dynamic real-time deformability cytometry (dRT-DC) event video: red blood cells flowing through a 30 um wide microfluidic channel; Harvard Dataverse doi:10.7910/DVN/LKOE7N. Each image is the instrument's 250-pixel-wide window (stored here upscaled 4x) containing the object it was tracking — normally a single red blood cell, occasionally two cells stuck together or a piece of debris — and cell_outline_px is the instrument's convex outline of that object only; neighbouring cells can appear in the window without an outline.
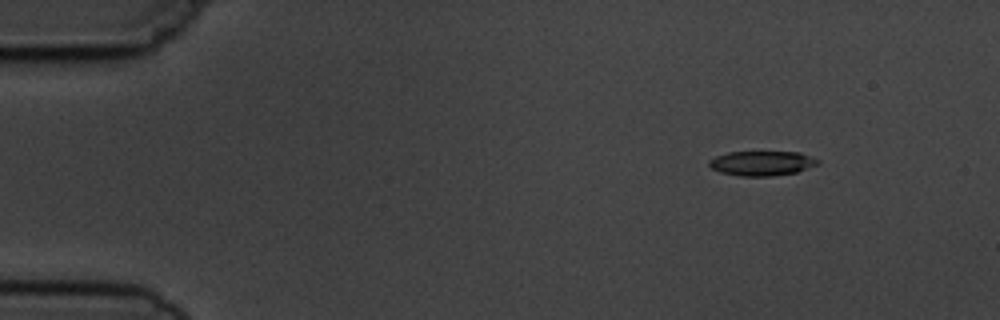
{"species": "common noctule bat (a hibernating species)", "species_latin": "Nyctalus noctula", "temperature_condition": "cold", "stored_images_in_passage": 4, "camera_frame_rate_fps": 3000, "um_per_image_px": 0.085, "animal": {"sex": "male", "body_mass_g": 19.5, "forearm_length_mm": 54.6}, "frame": {"image": 1, "passage_image": 1, "time_ms": 0.0, "image_size_px": [1000, 320], "cell_outline_px": [[820, 164], [796, 172], [772, 176], [740, 176], [720, 172], [712, 168], [708, 164], [708, 160], [716, 156], [728, 152], [800, 152], [820, 160]], "centroid_in_image_um": [64.77, 13.87], "position_along_channel_um": 20.2, "area_um2": 15.66}}
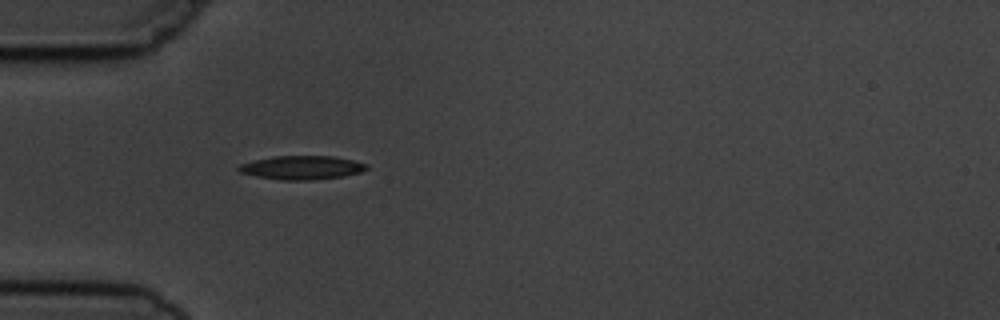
{"frame": {"image": 2, "passage_image": 4, "time_ms": 3.333, "image_size_px": [1000, 320], "cell_outline_px": [[368, 168], [360, 172], [340, 176], [312, 180], [280, 180], [256, 176], [240, 172], [236, 168], [240, 164], [256, 160], [276, 156], [332, 156], [352, 160], [368, 164]], "centroid_in_image_um": [25.64, 14.24], "position_along_channel_um": 59.4, "area_um2": 17.46}}